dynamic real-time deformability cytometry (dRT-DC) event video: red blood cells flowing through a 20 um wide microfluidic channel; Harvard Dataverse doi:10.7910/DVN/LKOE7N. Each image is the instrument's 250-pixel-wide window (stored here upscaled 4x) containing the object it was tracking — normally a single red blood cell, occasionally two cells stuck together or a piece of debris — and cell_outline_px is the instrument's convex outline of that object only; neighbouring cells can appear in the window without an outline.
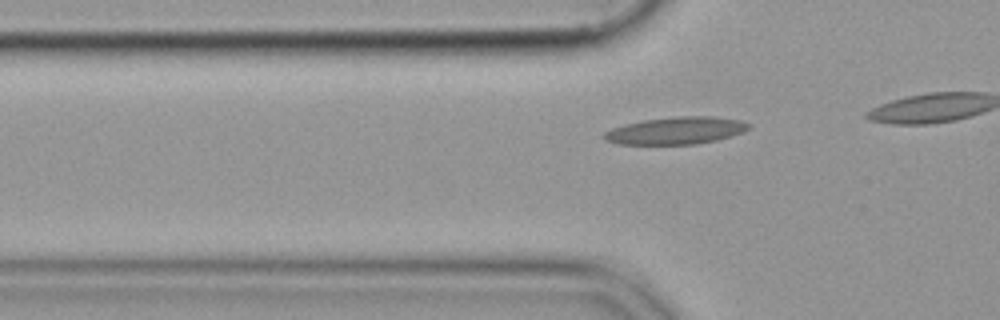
{"species": "common noctule bat (a hibernating species)", "species_latin": "Nyctalus noctula", "temperature_condition": "cold", "stored_images_in_passage": 19, "camera_frame_rate_fps": 3000, "um_per_image_px": 0.085, "animal": {"sex": "female", "body_mass_g": 19.9}, "frame": {"image": 1, "passage_image": 13, "time_ms": 4.0, "image_size_px": [1000, 320], "cell_outline_px": [[752, 128], [732, 136], [716, 140], [696, 144], [616, 144], [604, 140], [600, 136], [604, 132], [612, 128], [624, 124], [644, 120], [676, 116], [712, 116], [740, 120], [752, 124]], "centroid_in_image_um": [57.45, 11.1], "position_along_channel_um": 68.3, "area_um2": 23.24}}